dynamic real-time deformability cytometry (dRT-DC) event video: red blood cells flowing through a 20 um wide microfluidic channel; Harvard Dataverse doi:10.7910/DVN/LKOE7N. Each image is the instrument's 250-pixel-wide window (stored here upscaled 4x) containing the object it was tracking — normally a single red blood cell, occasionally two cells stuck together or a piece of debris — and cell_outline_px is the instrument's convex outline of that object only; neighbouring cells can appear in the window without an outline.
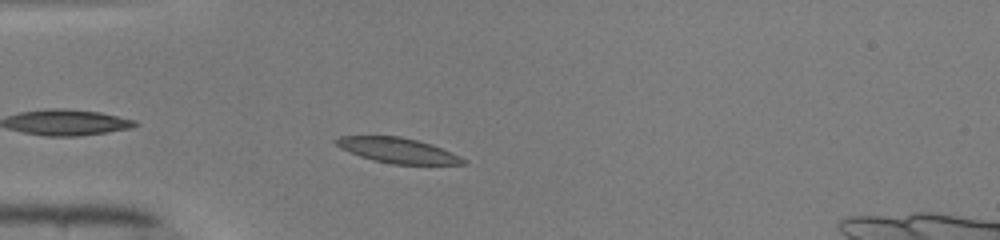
{"species": "common noctule bat (a hibernating species)", "species_latin": "Nyctalus noctula", "temperature_condition": "warm", "stored_images_in_passage": 23, "camera_frame_rate_fps": 3000, "um_per_image_px": 0.085, "animal": {"sex": "male", "body_mass_g": 19.0, "forearm_length_mm": 50.8}, "frame": {"image": 1, "passage_image": 4, "time_ms": 1.0, "image_size_px": [1000, 240], "cell_outline_px": [[468, 164], [392, 164], [372, 160], [360, 156], [340, 148], [332, 140], [340, 136], [400, 136], [432, 144], [460, 156], [468, 160]], "centroid_in_image_um": [33.81, 12.78], "position_along_channel_um": 51.2, "area_um2": 18.67}}
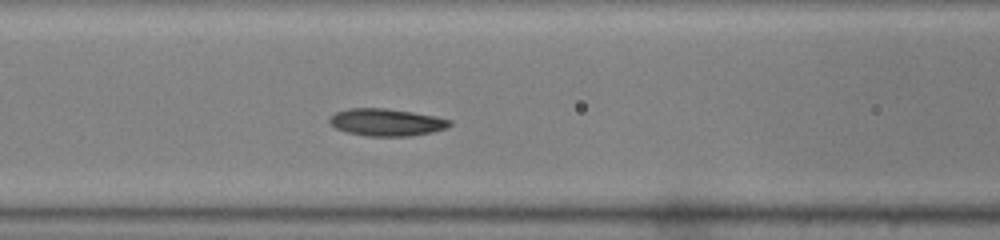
{"frame": {"image": 2, "passage_image": 11, "time_ms": 3.333, "image_size_px": [1000, 240], "cell_outline_px": [[452, 124], [444, 128], [432, 132], [408, 136], [368, 136], [348, 132], [336, 128], [328, 120], [336, 112], [348, 108], [384, 108], [412, 112], [436, 116], [452, 120]], "centroid_in_image_um": [32.86, 10.39], "position_along_channel_um": 133.7, "area_um2": 18.9}}
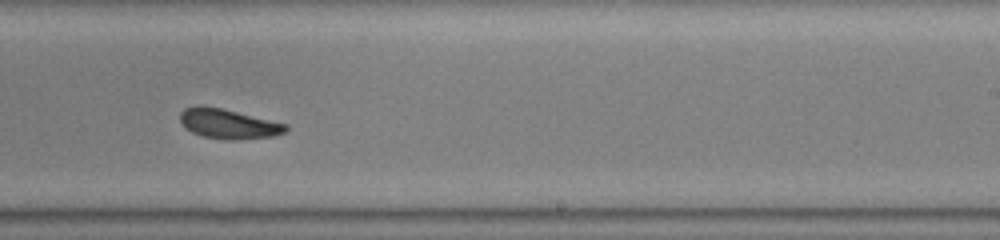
{"frame": {"image": 3, "passage_image": 21, "time_ms": 6.667, "image_size_px": [1000, 240], "cell_outline_px": [[288, 128], [284, 132], [272, 136], [236, 140], [224, 140], [200, 136], [184, 128], [180, 120], [180, 112], [184, 108], [196, 104], [200, 104], [220, 108], [288, 124]], "centroid_in_image_um": [19.35, 10.52], "position_along_channel_um": 269.7, "area_um2": 18.5}}